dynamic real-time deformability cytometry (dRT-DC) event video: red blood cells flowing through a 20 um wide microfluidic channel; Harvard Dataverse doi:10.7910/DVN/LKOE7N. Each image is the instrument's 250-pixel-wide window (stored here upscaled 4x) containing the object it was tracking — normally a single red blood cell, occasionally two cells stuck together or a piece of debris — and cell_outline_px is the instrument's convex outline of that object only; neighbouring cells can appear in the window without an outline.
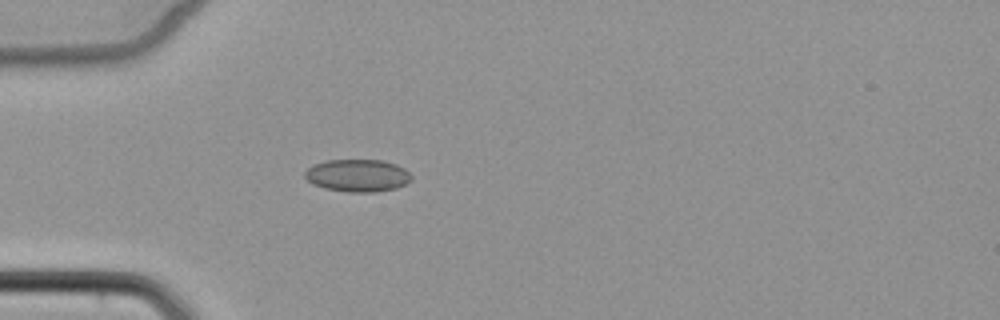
{"species": "common noctule bat (a hibernating species)", "species_latin": "Nyctalus noctula", "temperature_condition": "cold", "stored_images_in_passage": 4, "camera_frame_rate_fps": 3000, "um_per_image_px": 0.085, "animal": {"sex": "female", "body_mass_g": 22.7, "forearm_length_mm": 54.2}, "frame": {"image": 1, "passage_image": 4, "time_ms": 4.333, "image_size_px": [1000, 320], "cell_outline_px": [[412, 180], [396, 188], [376, 192], [348, 192], [324, 188], [312, 184], [304, 176], [304, 172], [312, 164], [328, 160], [384, 160], [396, 164], [404, 168], [412, 176]], "centroid_in_image_um": [30.39, 14.91], "position_along_channel_um": 54.6, "area_um2": 20.29}}